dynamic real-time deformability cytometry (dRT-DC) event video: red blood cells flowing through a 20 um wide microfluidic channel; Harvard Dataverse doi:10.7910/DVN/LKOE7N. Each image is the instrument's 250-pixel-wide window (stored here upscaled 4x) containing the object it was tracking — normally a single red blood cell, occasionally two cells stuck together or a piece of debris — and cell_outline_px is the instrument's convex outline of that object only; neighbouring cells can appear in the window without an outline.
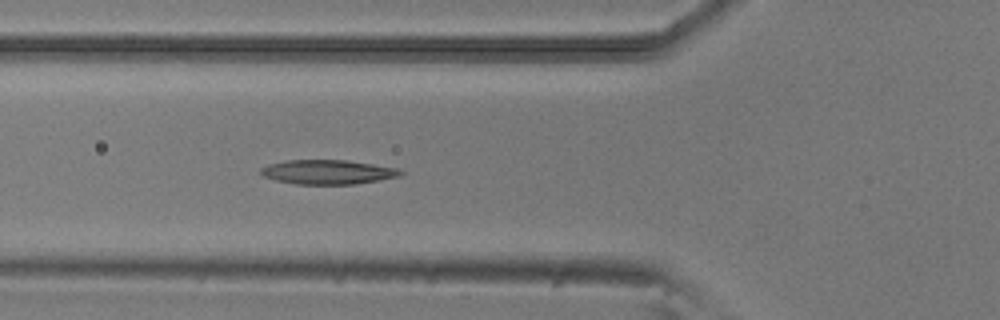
{"species": "common noctule bat (a hibernating species)", "species_latin": "Nyctalus noctula", "temperature_condition": "room temperature", "stored_images_in_passage": 5, "camera_frame_rate_fps": 3000, "um_per_image_px": 0.085, "animal": {"sex": "male", "body_mass_g": 20.5, "forearm_length_mm": 52.5}, "frame": {"image": 1, "passage_image": 5, "time_ms": 1.333, "image_size_px": [1000, 320], "cell_outline_px": [[404, 172], [400, 176], [356, 184], [296, 184], [276, 180], [264, 176], [260, 172], [260, 168], [268, 164], [284, 160], [348, 160], [396, 168]], "centroid_in_image_um": [27.83, 14.62], "position_along_channel_um": 98.0, "area_um2": 19.77}}